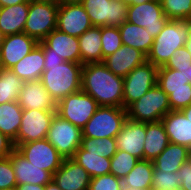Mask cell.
<instances>
[{
    "mask_svg": "<svg viewBox=\"0 0 191 190\" xmlns=\"http://www.w3.org/2000/svg\"><path fill=\"white\" fill-rule=\"evenodd\" d=\"M123 77L115 75L102 62L82 67L81 90L99 106L123 107Z\"/></svg>",
    "mask_w": 191,
    "mask_h": 190,
    "instance_id": "obj_1",
    "label": "cell"
},
{
    "mask_svg": "<svg viewBox=\"0 0 191 190\" xmlns=\"http://www.w3.org/2000/svg\"><path fill=\"white\" fill-rule=\"evenodd\" d=\"M82 67L81 63L66 61L44 65L40 81L56 103L67 95L81 91Z\"/></svg>",
    "mask_w": 191,
    "mask_h": 190,
    "instance_id": "obj_2",
    "label": "cell"
},
{
    "mask_svg": "<svg viewBox=\"0 0 191 190\" xmlns=\"http://www.w3.org/2000/svg\"><path fill=\"white\" fill-rule=\"evenodd\" d=\"M190 38V21L169 20L162 31L154 38L147 55V61L153 65L164 66L174 51L185 46Z\"/></svg>",
    "mask_w": 191,
    "mask_h": 190,
    "instance_id": "obj_3",
    "label": "cell"
},
{
    "mask_svg": "<svg viewBox=\"0 0 191 190\" xmlns=\"http://www.w3.org/2000/svg\"><path fill=\"white\" fill-rule=\"evenodd\" d=\"M127 118L135 122L161 121L171 111L168 95L156 84L127 109Z\"/></svg>",
    "mask_w": 191,
    "mask_h": 190,
    "instance_id": "obj_4",
    "label": "cell"
},
{
    "mask_svg": "<svg viewBox=\"0 0 191 190\" xmlns=\"http://www.w3.org/2000/svg\"><path fill=\"white\" fill-rule=\"evenodd\" d=\"M126 119L127 110L123 107L99 106L82 129V137L115 138Z\"/></svg>",
    "mask_w": 191,
    "mask_h": 190,
    "instance_id": "obj_5",
    "label": "cell"
},
{
    "mask_svg": "<svg viewBox=\"0 0 191 190\" xmlns=\"http://www.w3.org/2000/svg\"><path fill=\"white\" fill-rule=\"evenodd\" d=\"M98 107L97 101L81 90L60 100L56 114L82 130Z\"/></svg>",
    "mask_w": 191,
    "mask_h": 190,
    "instance_id": "obj_6",
    "label": "cell"
},
{
    "mask_svg": "<svg viewBox=\"0 0 191 190\" xmlns=\"http://www.w3.org/2000/svg\"><path fill=\"white\" fill-rule=\"evenodd\" d=\"M158 67L146 61L123 77V108L127 109L157 84Z\"/></svg>",
    "mask_w": 191,
    "mask_h": 190,
    "instance_id": "obj_7",
    "label": "cell"
},
{
    "mask_svg": "<svg viewBox=\"0 0 191 190\" xmlns=\"http://www.w3.org/2000/svg\"><path fill=\"white\" fill-rule=\"evenodd\" d=\"M93 26L119 27L127 20L128 5L123 0H83Z\"/></svg>",
    "mask_w": 191,
    "mask_h": 190,
    "instance_id": "obj_8",
    "label": "cell"
},
{
    "mask_svg": "<svg viewBox=\"0 0 191 190\" xmlns=\"http://www.w3.org/2000/svg\"><path fill=\"white\" fill-rule=\"evenodd\" d=\"M59 5L29 2L28 17L23 29L30 37L41 42L56 29Z\"/></svg>",
    "mask_w": 191,
    "mask_h": 190,
    "instance_id": "obj_9",
    "label": "cell"
},
{
    "mask_svg": "<svg viewBox=\"0 0 191 190\" xmlns=\"http://www.w3.org/2000/svg\"><path fill=\"white\" fill-rule=\"evenodd\" d=\"M46 139L64 158H72L81 146L82 130L55 114Z\"/></svg>",
    "mask_w": 191,
    "mask_h": 190,
    "instance_id": "obj_10",
    "label": "cell"
},
{
    "mask_svg": "<svg viewBox=\"0 0 191 190\" xmlns=\"http://www.w3.org/2000/svg\"><path fill=\"white\" fill-rule=\"evenodd\" d=\"M55 114L56 110L23 109L21 125L17 138L13 142L14 147L18 144L45 139Z\"/></svg>",
    "mask_w": 191,
    "mask_h": 190,
    "instance_id": "obj_11",
    "label": "cell"
},
{
    "mask_svg": "<svg viewBox=\"0 0 191 190\" xmlns=\"http://www.w3.org/2000/svg\"><path fill=\"white\" fill-rule=\"evenodd\" d=\"M128 22L146 28L155 38L169 21L164 14L160 0H150L142 4L129 5Z\"/></svg>",
    "mask_w": 191,
    "mask_h": 190,
    "instance_id": "obj_12",
    "label": "cell"
},
{
    "mask_svg": "<svg viewBox=\"0 0 191 190\" xmlns=\"http://www.w3.org/2000/svg\"><path fill=\"white\" fill-rule=\"evenodd\" d=\"M15 148L31 164L50 172L52 175L61 167L65 159L46 138L18 144Z\"/></svg>",
    "mask_w": 191,
    "mask_h": 190,
    "instance_id": "obj_13",
    "label": "cell"
},
{
    "mask_svg": "<svg viewBox=\"0 0 191 190\" xmlns=\"http://www.w3.org/2000/svg\"><path fill=\"white\" fill-rule=\"evenodd\" d=\"M38 45L44 55H56L66 62L81 63L78 38L57 29L52 30Z\"/></svg>",
    "mask_w": 191,
    "mask_h": 190,
    "instance_id": "obj_14",
    "label": "cell"
},
{
    "mask_svg": "<svg viewBox=\"0 0 191 190\" xmlns=\"http://www.w3.org/2000/svg\"><path fill=\"white\" fill-rule=\"evenodd\" d=\"M93 25L82 4H59L56 29L78 38Z\"/></svg>",
    "mask_w": 191,
    "mask_h": 190,
    "instance_id": "obj_15",
    "label": "cell"
},
{
    "mask_svg": "<svg viewBox=\"0 0 191 190\" xmlns=\"http://www.w3.org/2000/svg\"><path fill=\"white\" fill-rule=\"evenodd\" d=\"M145 136L146 123L135 122L127 118L115 137L117 150L128 152L141 160L143 159Z\"/></svg>",
    "mask_w": 191,
    "mask_h": 190,
    "instance_id": "obj_16",
    "label": "cell"
},
{
    "mask_svg": "<svg viewBox=\"0 0 191 190\" xmlns=\"http://www.w3.org/2000/svg\"><path fill=\"white\" fill-rule=\"evenodd\" d=\"M38 42L25 32L7 35L0 46V54L4 69H11L24 58Z\"/></svg>",
    "mask_w": 191,
    "mask_h": 190,
    "instance_id": "obj_17",
    "label": "cell"
},
{
    "mask_svg": "<svg viewBox=\"0 0 191 190\" xmlns=\"http://www.w3.org/2000/svg\"><path fill=\"white\" fill-rule=\"evenodd\" d=\"M52 180L62 190H88L91 177L72 158H65L61 167L53 174Z\"/></svg>",
    "mask_w": 191,
    "mask_h": 190,
    "instance_id": "obj_18",
    "label": "cell"
},
{
    "mask_svg": "<svg viewBox=\"0 0 191 190\" xmlns=\"http://www.w3.org/2000/svg\"><path fill=\"white\" fill-rule=\"evenodd\" d=\"M147 61V56L133 47L122 45L113 54L103 59V64L115 75L125 77L134 68Z\"/></svg>",
    "mask_w": 191,
    "mask_h": 190,
    "instance_id": "obj_19",
    "label": "cell"
},
{
    "mask_svg": "<svg viewBox=\"0 0 191 190\" xmlns=\"http://www.w3.org/2000/svg\"><path fill=\"white\" fill-rule=\"evenodd\" d=\"M15 173L17 186L26 183L46 185L52 181L53 175L31 164L24 155L14 148L9 155Z\"/></svg>",
    "mask_w": 191,
    "mask_h": 190,
    "instance_id": "obj_20",
    "label": "cell"
},
{
    "mask_svg": "<svg viewBox=\"0 0 191 190\" xmlns=\"http://www.w3.org/2000/svg\"><path fill=\"white\" fill-rule=\"evenodd\" d=\"M17 102L26 110H56L57 108V103L40 80L24 82Z\"/></svg>",
    "mask_w": 191,
    "mask_h": 190,
    "instance_id": "obj_21",
    "label": "cell"
},
{
    "mask_svg": "<svg viewBox=\"0 0 191 190\" xmlns=\"http://www.w3.org/2000/svg\"><path fill=\"white\" fill-rule=\"evenodd\" d=\"M161 122L170 143L191 148V121L181 110L168 112Z\"/></svg>",
    "mask_w": 191,
    "mask_h": 190,
    "instance_id": "obj_22",
    "label": "cell"
},
{
    "mask_svg": "<svg viewBox=\"0 0 191 190\" xmlns=\"http://www.w3.org/2000/svg\"><path fill=\"white\" fill-rule=\"evenodd\" d=\"M11 70L24 82L40 80L44 71L43 49L37 44Z\"/></svg>",
    "mask_w": 191,
    "mask_h": 190,
    "instance_id": "obj_23",
    "label": "cell"
},
{
    "mask_svg": "<svg viewBox=\"0 0 191 190\" xmlns=\"http://www.w3.org/2000/svg\"><path fill=\"white\" fill-rule=\"evenodd\" d=\"M29 10V2L1 7L0 30L7 35L23 32Z\"/></svg>",
    "mask_w": 191,
    "mask_h": 190,
    "instance_id": "obj_24",
    "label": "cell"
},
{
    "mask_svg": "<svg viewBox=\"0 0 191 190\" xmlns=\"http://www.w3.org/2000/svg\"><path fill=\"white\" fill-rule=\"evenodd\" d=\"M169 143L168 135L161 121L146 123L143 159L153 161Z\"/></svg>",
    "mask_w": 191,
    "mask_h": 190,
    "instance_id": "obj_25",
    "label": "cell"
},
{
    "mask_svg": "<svg viewBox=\"0 0 191 190\" xmlns=\"http://www.w3.org/2000/svg\"><path fill=\"white\" fill-rule=\"evenodd\" d=\"M78 40L82 65L102 62L101 27L93 26Z\"/></svg>",
    "mask_w": 191,
    "mask_h": 190,
    "instance_id": "obj_26",
    "label": "cell"
},
{
    "mask_svg": "<svg viewBox=\"0 0 191 190\" xmlns=\"http://www.w3.org/2000/svg\"><path fill=\"white\" fill-rule=\"evenodd\" d=\"M123 45L133 47L146 56L150 52L154 38L149 35L146 28L125 21L118 27Z\"/></svg>",
    "mask_w": 191,
    "mask_h": 190,
    "instance_id": "obj_27",
    "label": "cell"
},
{
    "mask_svg": "<svg viewBox=\"0 0 191 190\" xmlns=\"http://www.w3.org/2000/svg\"><path fill=\"white\" fill-rule=\"evenodd\" d=\"M189 149L179 144L169 143L168 146L153 160L155 170L177 172L188 160Z\"/></svg>",
    "mask_w": 191,
    "mask_h": 190,
    "instance_id": "obj_28",
    "label": "cell"
},
{
    "mask_svg": "<svg viewBox=\"0 0 191 190\" xmlns=\"http://www.w3.org/2000/svg\"><path fill=\"white\" fill-rule=\"evenodd\" d=\"M23 114L17 101L0 104V131L12 142L17 138Z\"/></svg>",
    "mask_w": 191,
    "mask_h": 190,
    "instance_id": "obj_29",
    "label": "cell"
},
{
    "mask_svg": "<svg viewBox=\"0 0 191 190\" xmlns=\"http://www.w3.org/2000/svg\"><path fill=\"white\" fill-rule=\"evenodd\" d=\"M153 161L141 159L122 180V187L151 190Z\"/></svg>",
    "mask_w": 191,
    "mask_h": 190,
    "instance_id": "obj_30",
    "label": "cell"
},
{
    "mask_svg": "<svg viewBox=\"0 0 191 190\" xmlns=\"http://www.w3.org/2000/svg\"><path fill=\"white\" fill-rule=\"evenodd\" d=\"M72 159L82 166L91 178L110 174V158L90 154L81 146L75 151Z\"/></svg>",
    "mask_w": 191,
    "mask_h": 190,
    "instance_id": "obj_31",
    "label": "cell"
},
{
    "mask_svg": "<svg viewBox=\"0 0 191 190\" xmlns=\"http://www.w3.org/2000/svg\"><path fill=\"white\" fill-rule=\"evenodd\" d=\"M24 81L11 69L0 72V104L18 100Z\"/></svg>",
    "mask_w": 191,
    "mask_h": 190,
    "instance_id": "obj_32",
    "label": "cell"
},
{
    "mask_svg": "<svg viewBox=\"0 0 191 190\" xmlns=\"http://www.w3.org/2000/svg\"><path fill=\"white\" fill-rule=\"evenodd\" d=\"M81 147L89 152L105 158H112L117 152L115 138H89L82 137Z\"/></svg>",
    "mask_w": 191,
    "mask_h": 190,
    "instance_id": "obj_33",
    "label": "cell"
},
{
    "mask_svg": "<svg viewBox=\"0 0 191 190\" xmlns=\"http://www.w3.org/2000/svg\"><path fill=\"white\" fill-rule=\"evenodd\" d=\"M157 84L161 89L191 88V84L181 71L163 66L158 67Z\"/></svg>",
    "mask_w": 191,
    "mask_h": 190,
    "instance_id": "obj_34",
    "label": "cell"
},
{
    "mask_svg": "<svg viewBox=\"0 0 191 190\" xmlns=\"http://www.w3.org/2000/svg\"><path fill=\"white\" fill-rule=\"evenodd\" d=\"M138 161V158L128 152L117 150L111 158L110 174H113L119 179H123L135 167Z\"/></svg>",
    "mask_w": 191,
    "mask_h": 190,
    "instance_id": "obj_35",
    "label": "cell"
},
{
    "mask_svg": "<svg viewBox=\"0 0 191 190\" xmlns=\"http://www.w3.org/2000/svg\"><path fill=\"white\" fill-rule=\"evenodd\" d=\"M120 30L118 27L101 26V46L103 59L113 54L122 46Z\"/></svg>",
    "mask_w": 191,
    "mask_h": 190,
    "instance_id": "obj_36",
    "label": "cell"
},
{
    "mask_svg": "<svg viewBox=\"0 0 191 190\" xmlns=\"http://www.w3.org/2000/svg\"><path fill=\"white\" fill-rule=\"evenodd\" d=\"M164 14L169 20H187L191 13V0H161Z\"/></svg>",
    "mask_w": 191,
    "mask_h": 190,
    "instance_id": "obj_37",
    "label": "cell"
},
{
    "mask_svg": "<svg viewBox=\"0 0 191 190\" xmlns=\"http://www.w3.org/2000/svg\"><path fill=\"white\" fill-rule=\"evenodd\" d=\"M177 172L155 170L153 171L151 190H173L180 187Z\"/></svg>",
    "mask_w": 191,
    "mask_h": 190,
    "instance_id": "obj_38",
    "label": "cell"
},
{
    "mask_svg": "<svg viewBox=\"0 0 191 190\" xmlns=\"http://www.w3.org/2000/svg\"><path fill=\"white\" fill-rule=\"evenodd\" d=\"M169 99L171 111H179L191 104V88L162 89Z\"/></svg>",
    "mask_w": 191,
    "mask_h": 190,
    "instance_id": "obj_39",
    "label": "cell"
},
{
    "mask_svg": "<svg viewBox=\"0 0 191 190\" xmlns=\"http://www.w3.org/2000/svg\"><path fill=\"white\" fill-rule=\"evenodd\" d=\"M17 187L15 173L10 157L0 158V190Z\"/></svg>",
    "mask_w": 191,
    "mask_h": 190,
    "instance_id": "obj_40",
    "label": "cell"
},
{
    "mask_svg": "<svg viewBox=\"0 0 191 190\" xmlns=\"http://www.w3.org/2000/svg\"><path fill=\"white\" fill-rule=\"evenodd\" d=\"M88 190H122V180L113 174L93 177L90 180Z\"/></svg>",
    "mask_w": 191,
    "mask_h": 190,
    "instance_id": "obj_41",
    "label": "cell"
},
{
    "mask_svg": "<svg viewBox=\"0 0 191 190\" xmlns=\"http://www.w3.org/2000/svg\"><path fill=\"white\" fill-rule=\"evenodd\" d=\"M188 65H191V53L183 46L174 51V54L163 67L176 70L177 68H184Z\"/></svg>",
    "mask_w": 191,
    "mask_h": 190,
    "instance_id": "obj_42",
    "label": "cell"
},
{
    "mask_svg": "<svg viewBox=\"0 0 191 190\" xmlns=\"http://www.w3.org/2000/svg\"><path fill=\"white\" fill-rule=\"evenodd\" d=\"M180 179V187L191 190V161L188 159L177 171Z\"/></svg>",
    "mask_w": 191,
    "mask_h": 190,
    "instance_id": "obj_43",
    "label": "cell"
},
{
    "mask_svg": "<svg viewBox=\"0 0 191 190\" xmlns=\"http://www.w3.org/2000/svg\"><path fill=\"white\" fill-rule=\"evenodd\" d=\"M14 148L13 142L0 131V158L8 157Z\"/></svg>",
    "mask_w": 191,
    "mask_h": 190,
    "instance_id": "obj_44",
    "label": "cell"
},
{
    "mask_svg": "<svg viewBox=\"0 0 191 190\" xmlns=\"http://www.w3.org/2000/svg\"><path fill=\"white\" fill-rule=\"evenodd\" d=\"M63 62H65V60L56 55H44V65L61 64Z\"/></svg>",
    "mask_w": 191,
    "mask_h": 190,
    "instance_id": "obj_45",
    "label": "cell"
},
{
    "mask_svg": "<svg viewBox=\"0 0 191 190\" xmlns=\"http://www.w3.org/2000/svg\"><path fill=\"white\" fill-rule=\"evenodd\" d=\"M18 190H45V185H38V184H23L17 186Z\"/></svg>",
    "mask_w": 191,
    "mask_h": 190,
    "instance_id": "obj_46",
    "label": "cell"
},
{
    "mask_svg": "<svg viewBox=\"0 0 191 190\" xmlns=\"http://www.w3.org/2000/svg\"><path fill=\"white\" fill-rule=\"evenodd\" d=\"M2 7L16 5L20 3L30 2V0H0Z\"/></svg>",
    "mask_w": 191,
    "mask_h": 190,
    "instance_id": "obj_47",
    "label": "cell"
},
{
    "mask_svg": "<svg viewBox=\"0 0 191 190\" xmlns=\"http://www.w3.org/2000/svg\"><path fill=\"white\" fill-rule=\"evenodd\" d=\"M176 70L181 71L191 84V65H188L184 68H177Z\"/></svg>",
    "mask_w": 191,
    "mask_h": 190,
    "instance_id": "obj_48",
    "label": "cell"
},
{
    "mask_svg": "<svg viewBox=\"0 0 191 190\" xmlns=\"http://www.w3.org/2000/svg\"><path fill=\"white\" fill-rule=\"evenodd\" d=\"M45 190H62L53 180L45 185Z\"/></svg>",
    "mask_w": 191,
    "mask_h": 190,
    "instance_id": "obj_49",
    "label": "cell"
},
{
    "mask_svg": "<svg viewBox=\"0 0 191 190\" xmlns=\"http://www.w3.org/2000/svg\"><path fill=\"white\" fill-rule=\"evenodd\" d=\"M31 2H36V3H49V4H55L59 5L60 0H30Z\"/></svg>",
    "mask_w": 191,
    "mask_h": 190,
    "instance_id": "obj_50",
    "label": "cell"
},
{
    "mask_svg": "<svg viewBox=\"0 0 191 190\" xmlns=\"http://www.w3.org/2000/svg\"><path fill=\"white\" fill-rule=\"evenodd\" d=\"M123 1L129 6V5L142 4L150 0H123Z\"/></svg>",
    "mask_w": 191,
    "mask_h": 190,
    "instance_id": "obj_51",
    "label": "cell"
},
{
    "mask_svg": "<svg viewBox=\"0 0 191 190\" xmlns=\"http://www.w3.org/2000/svg\"><path fill=\"white\" fill-rule=\"evenodd\" d=\"M181 111L184 113L187 119L191 121V104L188 107L182 109Z\"/></svg>",
    "mask_w": 191,
    "mask_h": 190,
    "instance_id": "obj_52",
    "label": "cell"
},
{
    "mask_svg": "<svg viewBox=\"0 0 191 190\" xmlns=\"http://www.w3.org/2000/svg\"><path fill=\"white\" fill-rule=\"evenodd\" d=\"M83 0H60V4H82Z\"/></svg>",
    "mask_w": 191,
    "mask_h": 190,
    "instance_id": "obj_53",
    "label": "cell"
},
{
    "mask_svg": "<svg viewBox=\"0 0 191 190\" xmlns=\"http://www.w3.org/2000/svg\"><path fill=\"white\" fill-rule=\"evenodd\" d=\"M185 47L188 49V51L191 53V21H190V38L185 43Z\"/></svg>",
    "mask_w": 191,
    "mask_h": 190,
    "instance_id": "obj_54",
    "label": "cell"
},
{
    "mask_svg": "<svg viewBox=\"0 0 191 190\" xmlns=\"http://www.w3.org/2000/svg\"><path fill=\"white\" fill-rule=\"evenodd\" d=\"M4 37L5 35L2 33V31L0 30V46L2 45L3 41H4Z\"/></svg>",
    "mask_w": 191,
    "mask_h": 190,
    "instance_id": "obj_55",
    "label": "cell"
},
{
    "mask_svg": "<svg viewBox=\"0 0 191 190\" xmlns=\"http://www.w3.org/2000/svg\"><path fill=\"white\" fill-rule=\"evenodd\" d=\"M122 190H141V189L122 187Z\"/></svg>",
    "mask_w": 191,
    "mask_h": 190,
    "instance_id": "obj_56",
    "label": "cell"
},
{
    "mask_svg": "<svg viewBox=\"0 0 191 190\" xmlns=\"http://www.w3.org/2000/svg\"><path fill=\"white\" fill-rule=\"evenodd\" d=\"M4 69L3 65H2V60H1V54H0V72Z\"/></svg>",
    "mask_w": 191,
    "mask_h": 190,
    "instance_id": "obj_57",
    "label": "cell"
},
{
    "mask_svg": "<svg viewBox=\"0 0 191 190\" xmlns=\"http://www.w3.org/2000/svg\"><path fill=\"white\" fill-rule=\"evenodd\" d=\"M188 159L191 161V148L189 149V156Z\"/></svg>",
    "mask_w": 191,
    "mask_h": 190,
    "instance_id": "obj_58",
    "label": "cell"
},
{
    "mask_svg": "<svg viewBox=\"0 0 191 190\" xmlns=\"http://www.w3.org/2000/svg\"><path fill=\"white\" fill-rule=\"evenodd\" d=\"M173 190H185V189L182 188V187H178V188H175V189H173Z\"/></svg>",
    "mask_w": 191,
    "mask_h": 190,
    "instance_id": "obj_59",
    "label": "cell"
},
{
    "mask_svg": "<svg viewBox=\"0 0 191 190\" xmlns=\"http://www.w3.org/2000/svg\"><path fill=\"white\" fill-rule=\"evenodd\" d=\"M188 21H191V13H190V16L188 17V19H187Z\"/></svg>",
    "mask_w": 191,
    "mask_h": 190,
    "instance_id": "obj_60",
    "label": "cell"
},
{
    "mask_svg": "<svg viewBox=\"0 0 191 190\" xmlns=\"http://www.w3.org/2000/svg\"><path fill=\"white\" fill-rule=\"evenodd\" d=\"M9 190H18V189H17V187H15V188H12V189H9Z\"/></svg>",
    "mask_w": 191,
    "mask_h": 190,
    "instance_id": "obj_61",
    "label": "cell"
}]
</instances>
